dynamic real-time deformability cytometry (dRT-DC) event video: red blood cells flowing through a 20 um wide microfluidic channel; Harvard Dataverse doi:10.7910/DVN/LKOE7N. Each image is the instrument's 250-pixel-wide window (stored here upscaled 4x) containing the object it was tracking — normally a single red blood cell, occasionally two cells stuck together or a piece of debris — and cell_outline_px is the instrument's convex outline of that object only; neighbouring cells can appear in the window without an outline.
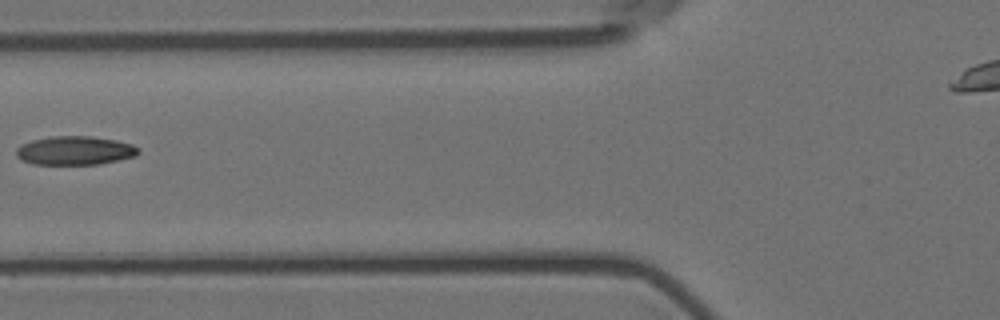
{"species": "Egyptian fruit bat (a non-hibernating species)", "species_latin": "Rousettus aegyptiacus", "temperature_condition": "room temperature", "stored_images_in_passage": 3, "camera_frame_rate_fps": 3000, "um_per_image_px": 0.085, "animal": {"sex": "female"}, "frame": {"image": 1, "passage_image": 2, "time_ms": 0.333, "image_size_px": [1000, 320], "cell_outline_px": [[140, 152], [136, 156], [100, 164], [32, 164], [20, 160], [16, 156], [16, 148], [20, 144], [32, 140], [52, 136], [92, 136], [116, 140], [132, 144], [140, 148]], "centroid_in_image_um": [6.36, 12.79], "position_along_channel_um": 119.4, "area_um2": 20.69}}
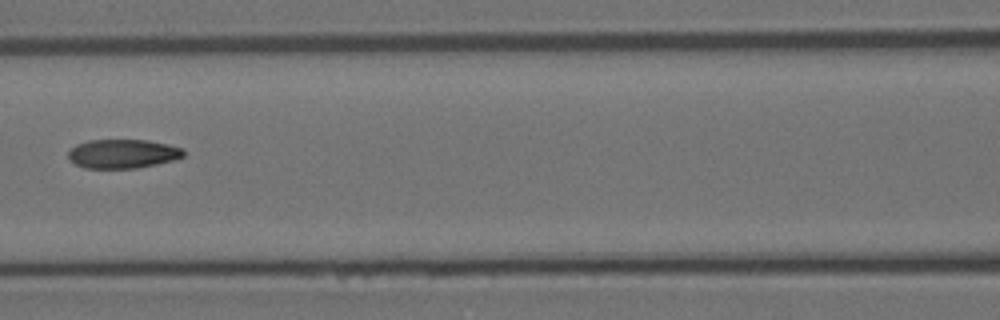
{"frame": {"image": 2, "passage_image": 3, "time_ms": 0.667, "image_size_px": [1000, 320], "cell_outline_px": [[184, 156], [172, 160], [156, 164], [136, 168], [84, 168], [68, 160], [68, 152], [76, 144], [88, 140], [148, 140], [168, 144], [184, 148]], "centroid_in_image_um": [10.42, 13.06], "position_along_channel_um": 156.2, "area_um2": 19.54}}